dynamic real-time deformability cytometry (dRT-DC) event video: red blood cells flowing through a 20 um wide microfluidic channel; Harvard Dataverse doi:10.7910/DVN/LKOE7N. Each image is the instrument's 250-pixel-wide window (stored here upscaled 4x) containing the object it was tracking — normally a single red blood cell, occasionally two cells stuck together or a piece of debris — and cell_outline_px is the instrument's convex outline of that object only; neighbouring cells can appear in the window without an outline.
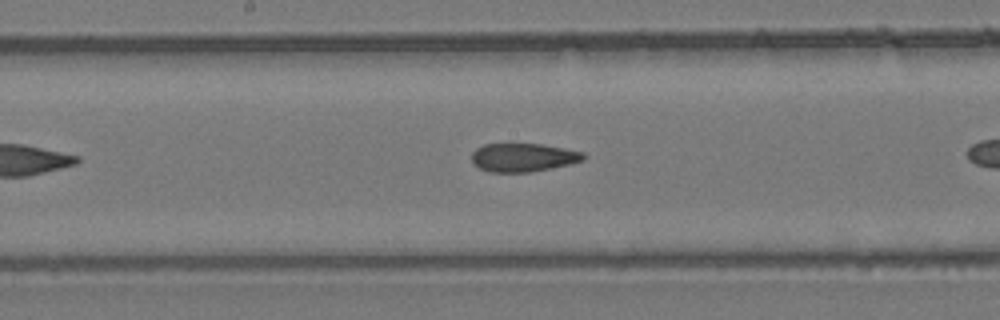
{"species": "common noctule bat (a hibernating species)", "species_latin": "Nyctalus noctula", "temperature_condition": "room temperature", "stored_images_in_passage": 17, "camera_frame_rate_fps": 3000, "um_per_image_px": 0.085, "animal": {"sex": "female", "body_mass_g": 24.6, "forearm_length_mm": 56.2}, "frame": {"image": 1, "passage_image": 12, "time_ms": 3.667, "image_size_px": [1000, 320], "cell_outline_px": [[584, 160], [572, 164], [532, 172], [488, 172], [472, 164], [472, 152], [476, 148], [484, 144], [540, 144], [584, 152]], "centroid_in_image_um": [44.45, 13.39], "position_along_channel_um": 203.7, "area_um2": 18.61}}
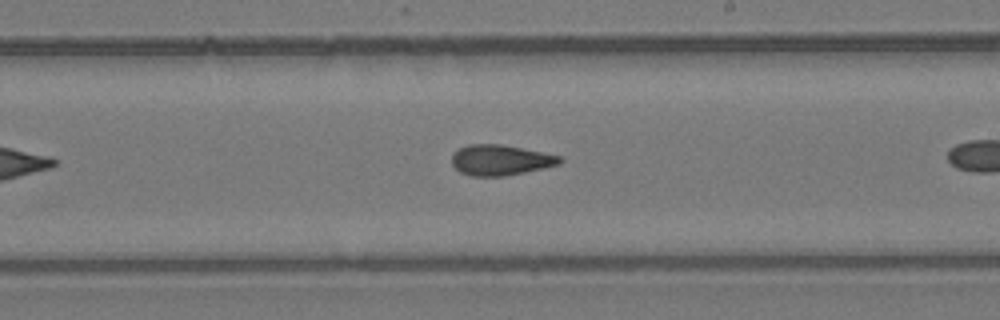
{"frame": {"image": 2, "passage_image": 15, "time_ms": 4.667, "image_size_px": [1000, 320], "cell_outline_px": [[564, 160], [560, 164], [544, 168], [504, 176], [472, 176], [460, 172], [452, 164], [452, 156], [460, 148], [468, 144], [500, 144], [560, 156]], "centroid_in_image_um": [42.54, 13.61], "position_along_channel_um": 246.5, "area_um2": 18.96}}